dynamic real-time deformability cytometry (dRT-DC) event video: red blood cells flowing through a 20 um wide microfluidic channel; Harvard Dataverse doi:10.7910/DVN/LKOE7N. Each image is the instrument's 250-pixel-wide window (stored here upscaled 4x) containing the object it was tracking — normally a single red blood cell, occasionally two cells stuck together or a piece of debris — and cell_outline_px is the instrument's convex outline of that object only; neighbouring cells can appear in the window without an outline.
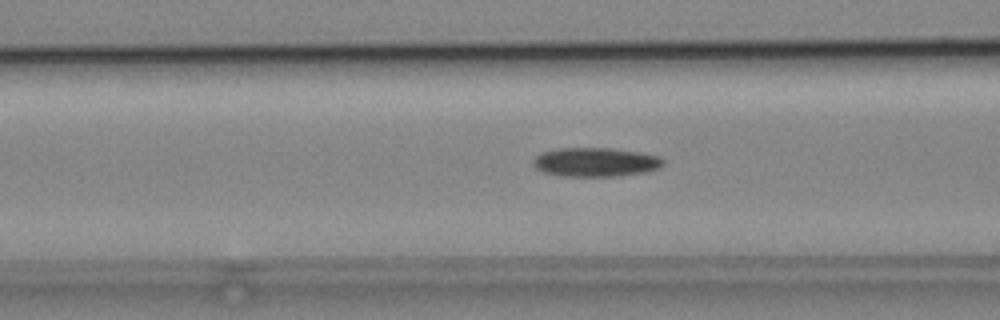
{"species": "common noctule bat (a hibernating species)", "species_latin": "Nyctalus noctula", "temperature_condition": "cold", "stored_images_in_passage": 49, "camera_frame_rate_fps": 3000, "um_per_image_px": 0.085, "animal": {"sex": "male", "body_mass_g": 19.2, "forearm_length_mm": 51.8}, "frame": {"image": 1, "passage_image": 16, "time_ms": 5.0, "image_size_px": [1000, 320], "cell_outline_px": [[664, 164], [660, 168], [644, 172], [616, 176], [560, 176], [544, 172], [536, 168], [532, 164], [532, 160], [540, 152], [560, 148], [608, 148], [640, 152], [660, 156], [664, 160]], "centroid_in_image_um": [50.61, 13.78], "position_along_channel_um": 116.0, "area_um2": 22.08}}
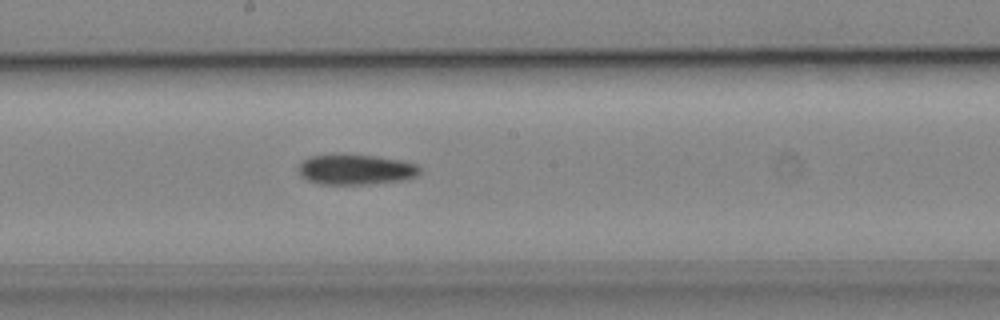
{"frame": {"image": 2, "passage_image": 24, "time_ms": 7.667, "image_size_px": [1000, 320], "cell_outline_px": [[420, 172], [416, 176], [404, 180], [368, 184], [320, 184], [308, 180], [300, 176], [296, 168], [308, 156], [376, 156], [400, 160], [416, 164], [420, 168]], "centroid_in_image_um": [30.23, 14.43], "position_along_channel_um": 218.0, "area_um2": 21.04}}
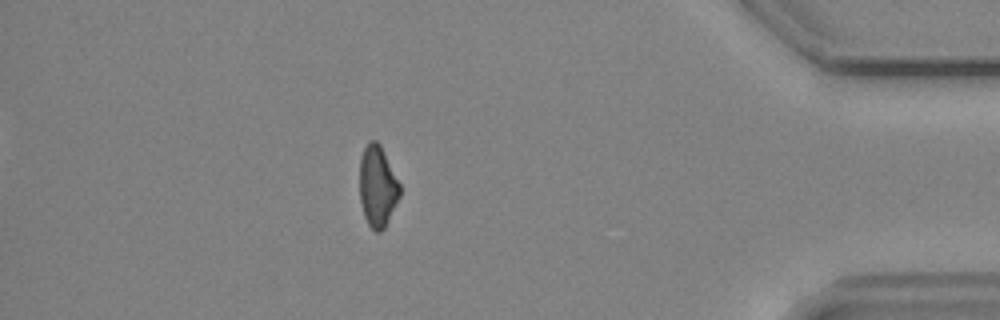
{"frame": {"image": 3, "passage_image": 42, "time_ms": 13.667, "image_size_px": [1000, 320], "cell_outline_px": [[400, 196], [384, 228], [380, 232], [376, 232], [368, 224], [364, 216], [360, 200], [360, 156], [368, 140], [376, 140], [380, 144], [400, 184]], "centroid_in_image_um": [32.08, 15.82], "position_along_channel_um": 403.1, "area_um2": 18.96}}